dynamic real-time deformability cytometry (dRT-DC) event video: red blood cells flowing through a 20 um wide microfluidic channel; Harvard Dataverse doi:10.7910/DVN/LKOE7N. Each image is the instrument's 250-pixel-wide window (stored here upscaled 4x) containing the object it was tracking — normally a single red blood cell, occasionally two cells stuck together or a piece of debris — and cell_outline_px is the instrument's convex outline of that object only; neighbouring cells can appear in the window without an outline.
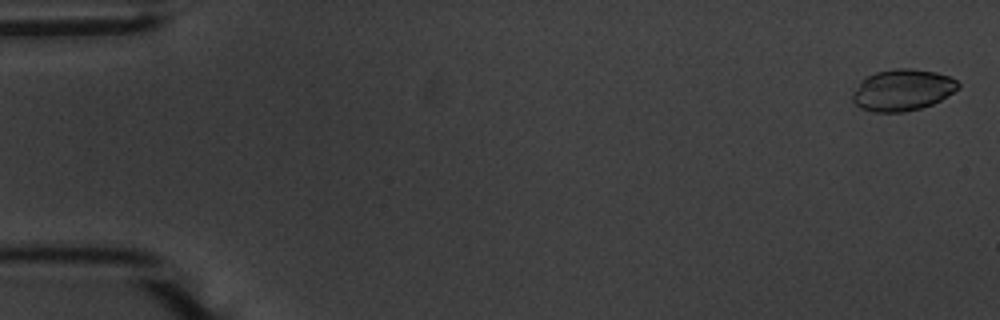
{"species": "common noctule bat (a hibernating species)", "species_latin": "Nyctalus noctula", "temperature_condition": "warm", "stored_images_in_passage": 16, "camera_frame_rate_fps": 3000, "um_per_image_px": 0.085, "animal": {"sex": "male", "body_mass_g": 20.1, "forearm_length_mm": 53.5}, "frame": {"image": 1, "passage_image": 2, "time_ms": 0.333, "image_size_px": [1000, 320], "cell_outline_px": [[960, 84], [952, 92], [940, 100], [932, 104], [920, 108], [904, 112], [872, 112], [860, 108], [852, 100], [852, 92], [868, 76], [876, 72], [896, 68], [908, 68], [936, 72], [948, 76], [956, 80]], "centroid_in_image_um": [76.69, 7.66], "position_along_channel_um": 8.3, "area_um2": 25.2}}
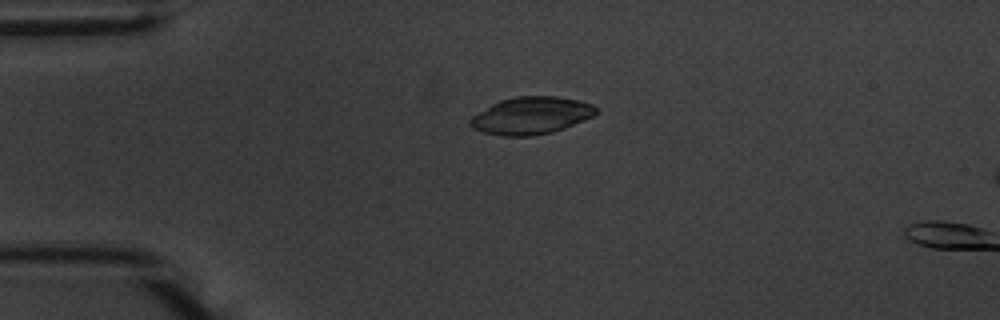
{"frame": {"image": 2, "passage_image": 14, "time_ms": 4.333, "image_size_px": [1000, 320], "cell_outline_px": [[596, 112], [592, 116], [584, 120], [564, 128], [552, 132], [532, 136], [500, 136], [484, 132], [472, 128], [468, 124], [468, 120], [472, 116], [492, 104], [500, 100], [516, 96], [556, 96], [576, 100], [592, 104], [596, 108]], "centroid_in_image_um": [45.1, 9.83], "position_along_channel_um": 39.9, "area_um2": 27.22}}